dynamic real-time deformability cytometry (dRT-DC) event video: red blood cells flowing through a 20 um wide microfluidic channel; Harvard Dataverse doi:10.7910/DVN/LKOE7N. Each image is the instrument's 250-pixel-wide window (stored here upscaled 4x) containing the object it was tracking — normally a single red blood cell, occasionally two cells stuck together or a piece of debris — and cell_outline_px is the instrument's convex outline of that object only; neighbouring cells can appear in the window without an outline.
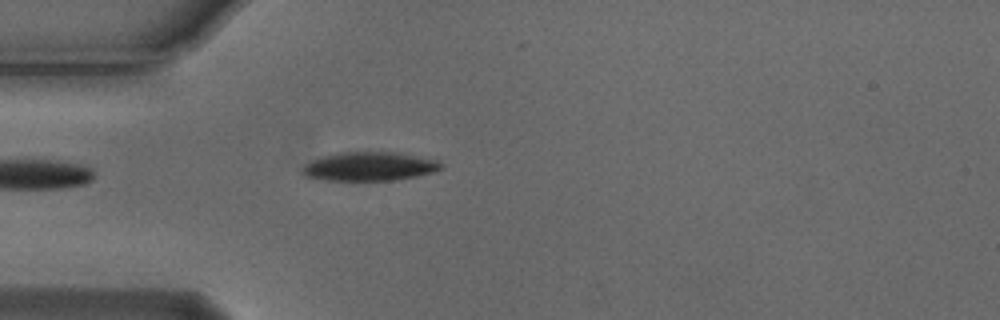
{"species": "Egyptian fruit bat (a non-hibernating species)", "species_latin": "Rousettus aegyptiacus", "temperature_condition": "cold", "stored_images_in_passage": 4, "camera_frame_rate_fps": 3000, "um_per_image_px": 0.085, "animal": {"sex": "male"}, "frame": {"image": 1, "passage_image": 4, "time_ms": 1.0, "image_size_px": [1000, 320], "cell_outline_px": [[444, 168], [432, 172], [416, 176], [396, 180], [328, 180], [304, 176], [304, 164], [312, 160], [324, 156], [340, 152], [400, 152], [436, 160], [444, 164]], "centroid_in_image_um": [31.45, 14.14], "position_along_channel_um": 53.5, "area_um2": 23.18}}